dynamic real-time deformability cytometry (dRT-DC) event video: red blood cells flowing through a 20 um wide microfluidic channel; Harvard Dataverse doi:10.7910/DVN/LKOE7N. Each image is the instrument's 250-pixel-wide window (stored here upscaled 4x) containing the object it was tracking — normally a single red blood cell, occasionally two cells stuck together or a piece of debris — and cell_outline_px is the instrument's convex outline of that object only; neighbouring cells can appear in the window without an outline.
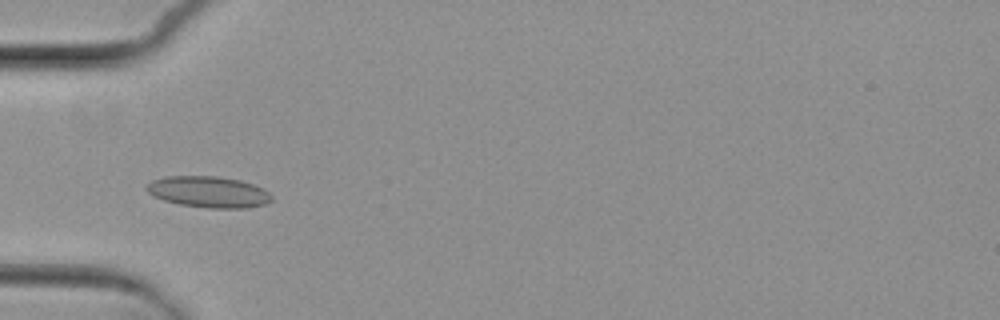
{"species": "common noctule bat (a hibernating species)", "species_latin": "Nyctalus noctula", "temperature_condition": "cold", "stored_images_in_passage": 8, "camera_frame_rate_fps": 3000, "um_per_image_px": 0.085, "animal": {"sex": "female", "body_mass_g": 29.2, "forearm_length_mm": 56.3}, "frame": {"image": 1, "passage_image": 5, "time_ms": 5.0, "image_size_px": [1000, 320], "cell_outline_px": [[272, 200], [268, 204], [248, 208], [208, 208], [180, 204], [164, 200], [152, 196], [144, 188], [152, 180], [164, 176], [216, 176], [240, 180], [264, 188], [272, 196]], "centroid_in_image_um": [17.74, 16.31], "position_along_channel_um": 67.3, "area_um2": 22.95}}
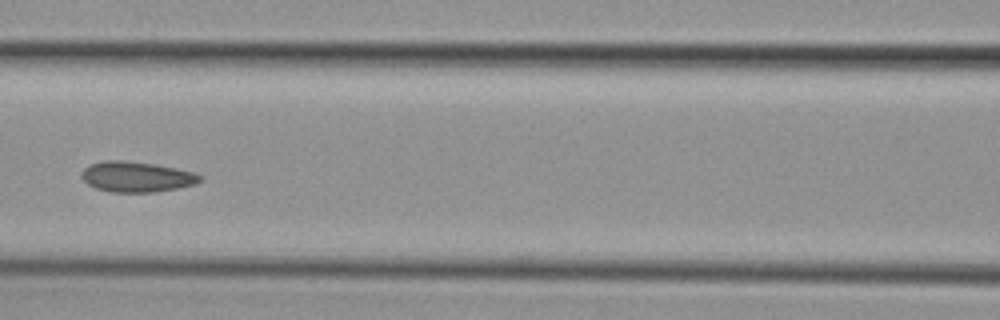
{"frame": {"image": 2, "passage_image": 7, "time_ms": 7.333, "image_size_px": [1000, 320], "cell_outline_px": [[204, 180], [196, 184], [176, 188], [152, 192], [108, 192], [96, 188], [88, 184], [80, 176], [84, 168], [88, 164], [104, 160], [124, 160], [156, 164], [176, 168], [192, 172], [204, 176]], "centroid_in_image_um": [11.61, 15.02], "position_along_channel_um": 155.0, "area_um2": 21.21}}
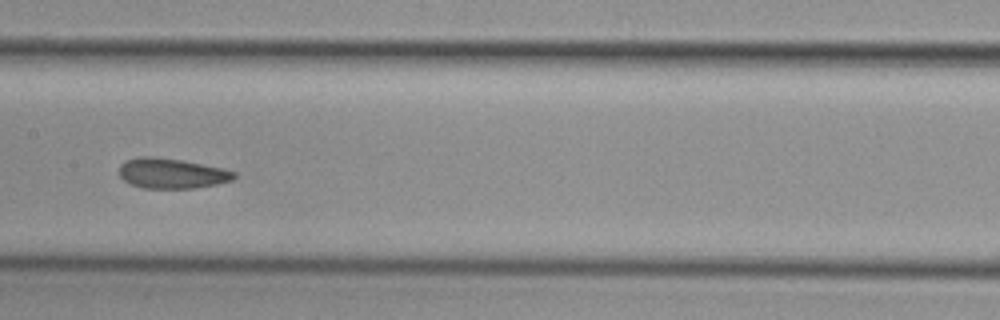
{"frame": {"image": 3, "passage_image": 8, "time_ms": 8.333, "image_size_px": [1000, 320], "cell_outline_px": [[236, 176], [232, 180], [216, 184], [192, 188], [144, 188], [128, 184], [120, 176], [120, 164], [124, 160], [144, 156], [148, 156], [180, 160], [224, 168], [236, 172]], "centroid_in_image_um": [14.58, 14.74], "position_along_channel_um": 192.8, "area_um2": 20.11}}